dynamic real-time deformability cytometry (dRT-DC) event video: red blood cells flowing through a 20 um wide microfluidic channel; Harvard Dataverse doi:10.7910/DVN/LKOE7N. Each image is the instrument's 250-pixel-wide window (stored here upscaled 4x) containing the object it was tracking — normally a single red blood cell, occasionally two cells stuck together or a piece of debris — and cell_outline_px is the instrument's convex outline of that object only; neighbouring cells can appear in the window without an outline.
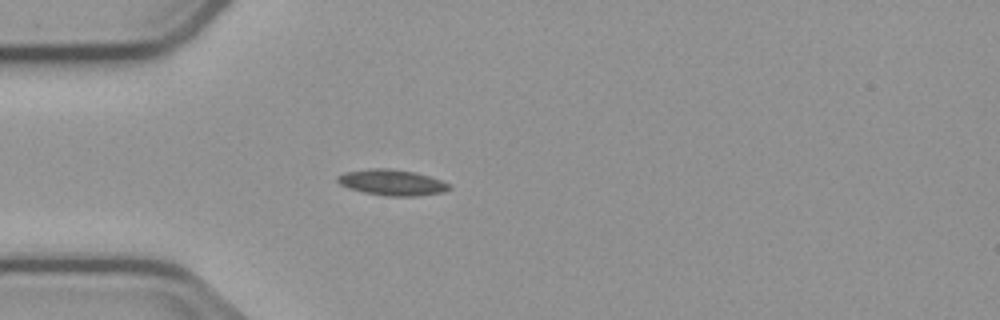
{"species": "common noctule bat (a hibernating species)", "species_latin": "Nyctalus noctula", "temperature_condition": "cold", "stored_images_in_passage": 3, "camera_frame_rate_fps": 3000, "um_per_image_px": 0.085, "animal": {"sex": "male", "body_mass_g": 23.1, "forearm_length_mm": 52.7}, "frame": {"image": 1, "passage_image": 3, "time_ms": 3.333, "image_size_px": [1000, 320], "cell_outline_px": [[452, 188], [444, 192], [416, 196], [388, 196], [364, 192], [348, 188], [340, 184], [336, 180], [336, 176], [344, 172], [368, 168], [388, 168], [416, 172], [440, 180], [448, 184]], "centroid_in_image_um": [33.29, 15.5], "position_along_channel_um": 51.7, "area_um2": 16.88}}